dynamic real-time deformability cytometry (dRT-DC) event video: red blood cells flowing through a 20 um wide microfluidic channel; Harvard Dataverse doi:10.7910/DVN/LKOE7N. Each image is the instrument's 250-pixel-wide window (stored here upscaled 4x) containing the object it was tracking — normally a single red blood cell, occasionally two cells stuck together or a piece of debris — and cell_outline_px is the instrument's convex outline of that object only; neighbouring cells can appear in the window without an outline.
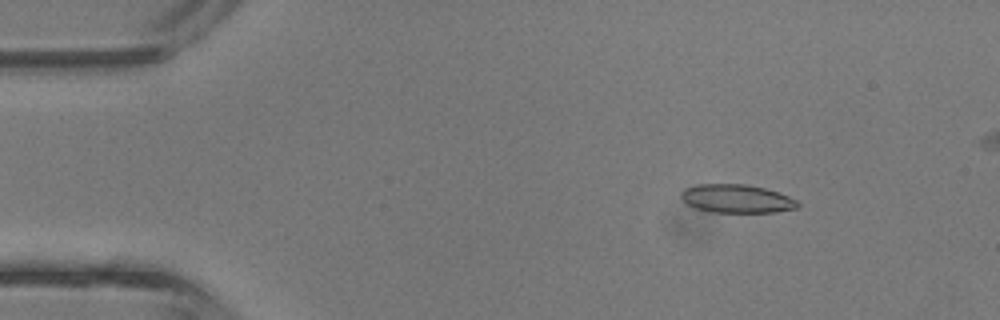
{"species": "common noctule bat (a hibernating species)", "species_latin": "Nyctalus noctula", "temperature_condition": "room temperature", "stored_images_in_passage": 42, "camera_frame_rate_fps": 3000, "um_per_image_px": 0.085, "animal": {"sex": "male", "body_mass_g": 13.3}, "frame": {"image": 1, "passage_image": 6, "time_ms": 1.667, "image_size_px": [1000, 320], "cell_outline_px": [[800, 204], [796, 208], [776, 212], [712, 212], [696, 208], [688, 204], [680, 196], [680, 192], [684, 188], [696, 184], [744, 184], [764, 188], [788, 196], [796, 200]], "centroid_in_image_um": [62.59, 16.88], "position_along_channel_um": 22.4, "area_um2": 19.19}}
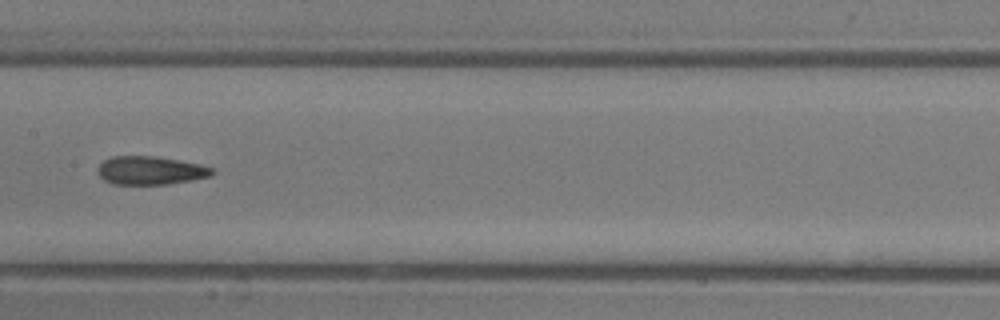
{"frame": {"image": 2, "passage_image": 21, "time_ms": 6.667, "image_size_px": [1000, 320], "cell_outline_px": [[216, 172], [212, 176], [192, 180], [168, 184], [112, 184], [104, 180], [96, 172], [96, 168], [104, 160], [112, 156], [156, 156], [200, 164], [212, 168]], "centroid_in_image_um": [12.78, 14.49], "position_along_channel_um": 194.6, "area_um2": 19.07}}
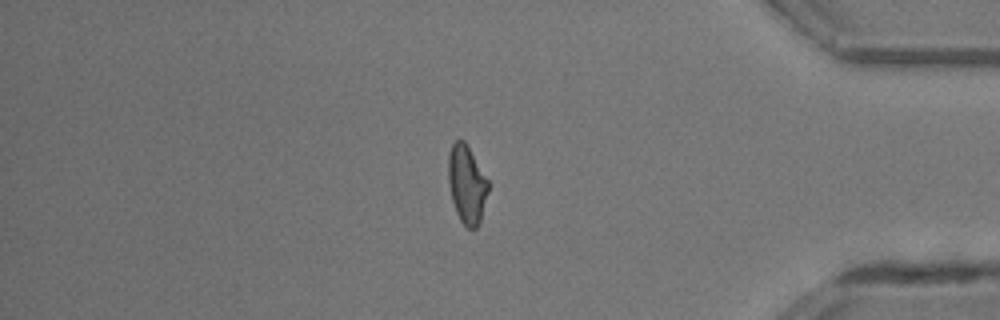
{"frame": {"image": 3, "passage_image": 35, "time_ms": 11.333, "image_size_px": [1000, 320], "cell_outline_px": [[488, 192], [480, 220], [476, 228], [472, 232], [460, 220], [456, 212], [452, 200], [448, 180], [448, 152], [452, 144], [456, 140], [464, 140], [488, 180]], "centroid_in_image_um": [39.66, 15.68], "position_along_channel_um": 395.5, "area_um2": 18.09}}